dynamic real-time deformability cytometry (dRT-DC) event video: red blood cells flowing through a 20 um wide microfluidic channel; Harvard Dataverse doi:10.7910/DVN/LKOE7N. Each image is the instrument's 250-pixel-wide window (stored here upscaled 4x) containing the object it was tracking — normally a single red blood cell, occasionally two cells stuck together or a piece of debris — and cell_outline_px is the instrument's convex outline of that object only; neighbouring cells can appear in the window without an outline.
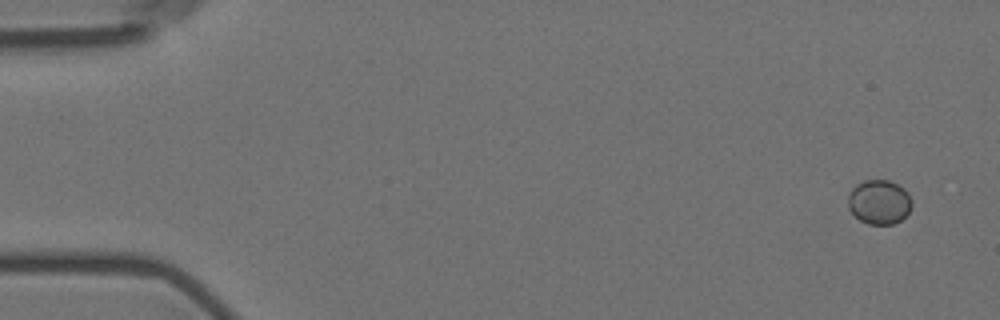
{"species": "Egyptian fruit bat (a non-hibernating species)", "species_latin": "Rousettus aegyptiacus", "temperature_condition": "room temperature", "stored_images_in_passage": 7, "camera_frame_rate_fps": 3000, "um_per_image_px": 0.085, "animal": {"sex": "female"}, "frame": {"image": 1, "passage_image": 1, "time_ms": 0.0, "image_size_px": [1000, 320], "cell_outline_px": [[912, 208], [900, 220], [892, 224], [868, 224], [860, 220], [848, 208], [848, 192], [856, 184], [864, 180], [888, 180], [904, 188], [908, 192], [912, 204]], "centroid_in_image_um": [74.72, 17.16], "position_along_channel_um": 10.3, "area_um2": 16.53}}
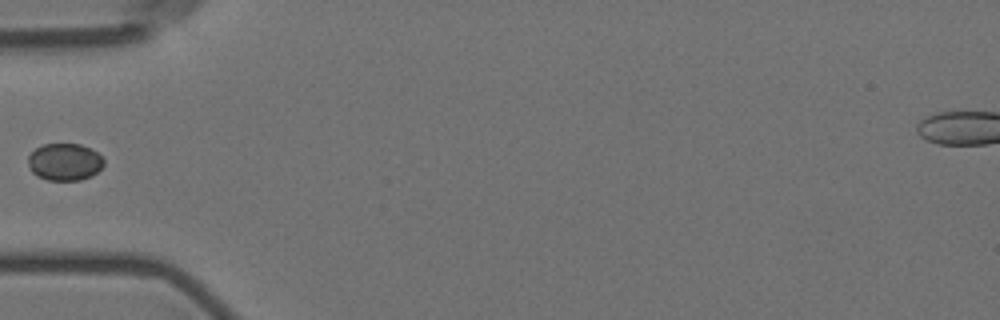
{"frame": {"image": 2, "passage_image": 6, "time_ms": 5.667, "image_size_px": [1000, 320], "cell_outline_px": [[104, 164], [92, 176], [80, 180], [48, 180], [36, 176], [32, 172], [28, 164], [28, 156], [36, 148], [44, 144], [80, 144], [96, 152], [104, 160]], "centroid_in_image_um": [5.47, 13.77], "position_along_channel_um": 79.5, "area_um2": 16.3}}
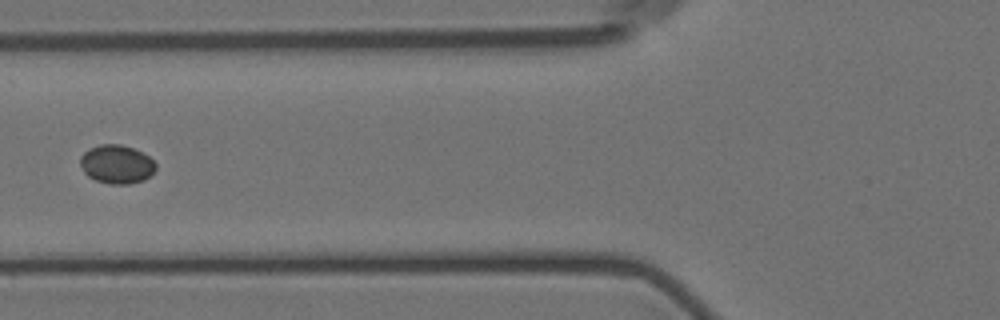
{"frame": {"image": 3, "passage_image": 7, "time_ms": 6.667, "image_size_px": [1000, 320], "cell_outline_px": [[156, 168], [144, 180], [128, 184], [108, 184], [96, 180], [88, 176], [84, 172], [80, 164], [80, 156], [84, 152], [100, 144], [120, 144], [132, 148], [148, 156], [156, 164]], "centroid_in_image_um": [9.9, 13.97], "position_along_channel_um": 115.9, "area_um2": 16.82}}